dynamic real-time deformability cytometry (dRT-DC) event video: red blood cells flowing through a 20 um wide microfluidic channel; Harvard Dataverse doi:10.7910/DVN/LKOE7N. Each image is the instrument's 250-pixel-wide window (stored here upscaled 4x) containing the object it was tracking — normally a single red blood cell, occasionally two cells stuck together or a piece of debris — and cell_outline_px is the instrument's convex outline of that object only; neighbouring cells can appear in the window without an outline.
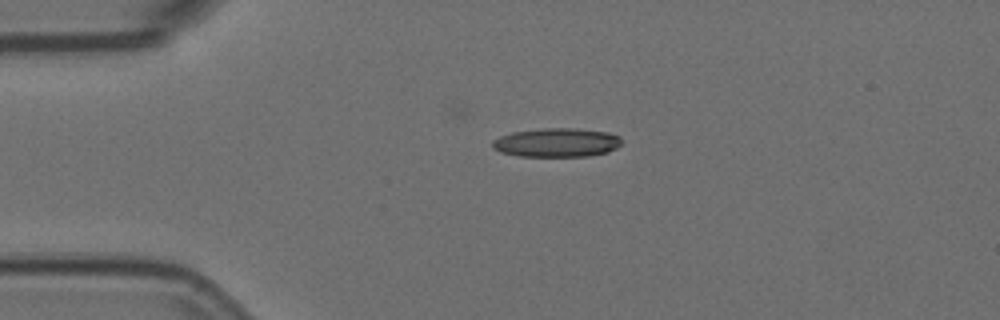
{"species": "Egyptian fruit bat (a non-hibernating species)", "species_latin": "Rousettus aegyptiacus", "temperature_condition": "room temperature", "stored_images_in_passage": 3, "camera_frame_rate_fps": 3000, "um_per_image_px": 0.085, "animal": {"sex": "female"}, "frame": {"image": 1, "passage_image": 2, "time_ms": 0.333, "image_size_px": [1000, 320], "cell_outline_px": [[620, 144], [616, 148], [608, 152], [588, 156], [520, 156], [500, 152], [492, 148], [492, 140], [500, 136], [512, 132], [544, 128], [576, 128], [608, 132], [620, 136]], "centroid_in_image_um": [47.31, 12.11], "position_along_channel_um": 37.7, "area_um2": 21.79}}